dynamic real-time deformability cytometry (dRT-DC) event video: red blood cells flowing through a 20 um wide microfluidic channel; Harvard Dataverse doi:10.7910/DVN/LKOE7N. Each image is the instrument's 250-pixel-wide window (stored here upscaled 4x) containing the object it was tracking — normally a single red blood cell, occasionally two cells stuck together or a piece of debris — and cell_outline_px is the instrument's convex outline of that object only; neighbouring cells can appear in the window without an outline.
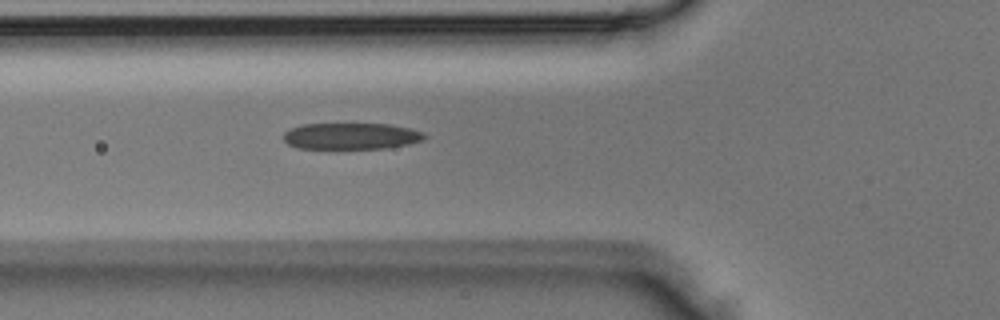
{"species": "Egyptian fruit bat (a non-hibernating species)", "species_latin": "Rousettus aegyptiacus", "temperature_condition": "room temperature", "stored_images_in_passage": 3, "camera_frame_rate_fps": 3000, "um_per_image_px": 0.085, "animal": {"sex": "male"}, "frame": {"image": 1, "passage_image": 3, "time_ms": 0.667, "image_size_px": [1000, 320], "cell_outline_px": [[428, 136], [424, 140], [408, 144], [388, 148], [296, 148], [288, 144], [284, 140], [284, 132], [288, 128], [304, 124], [388, 124], [412, 128], [424, 132]], "centroid_in_image_um": [29.88, 11.56], "position_along_channel_um": 95.9, "area_um2": 21.85}}